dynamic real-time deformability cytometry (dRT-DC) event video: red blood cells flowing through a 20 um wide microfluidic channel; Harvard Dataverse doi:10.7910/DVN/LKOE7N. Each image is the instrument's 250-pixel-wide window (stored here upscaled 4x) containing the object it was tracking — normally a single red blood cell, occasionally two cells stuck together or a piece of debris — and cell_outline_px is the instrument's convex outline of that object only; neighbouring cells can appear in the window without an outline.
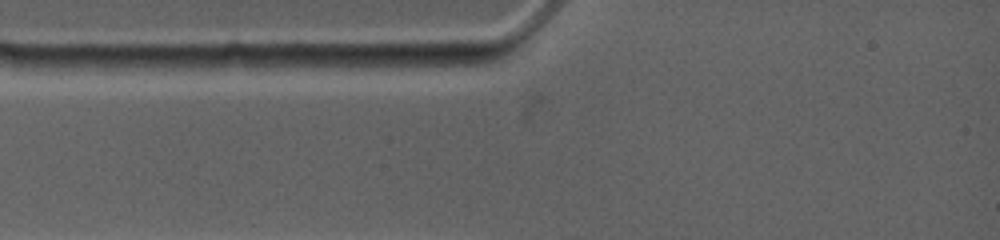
{"species": "common noctule bat (a hibernating species)", "species_latin": "Nyctalus noctula", "temperature_condition": "warm", "stored_images_in_passage": 4, "camera_frame_rate_fps": 4500, "um_per_image_px": 0.085, "animal": {"sex": "female", "body_mass_g": 19.0, "forearm_length_mm": 53.3}, "frame": {"image": 1, "passage_image": 1, "time_ms": 0.0, "image_size_px": [1000, 240], "cell_outline_px": [[480, 64], [424, 72], [320, 72], [320, 68], [324, 64], [344, 56], [428, 56]], "centroid_in_image_um": [33.23, 5.46], "position_along_channel_um": 51.8, "area_um2": 14.51}}